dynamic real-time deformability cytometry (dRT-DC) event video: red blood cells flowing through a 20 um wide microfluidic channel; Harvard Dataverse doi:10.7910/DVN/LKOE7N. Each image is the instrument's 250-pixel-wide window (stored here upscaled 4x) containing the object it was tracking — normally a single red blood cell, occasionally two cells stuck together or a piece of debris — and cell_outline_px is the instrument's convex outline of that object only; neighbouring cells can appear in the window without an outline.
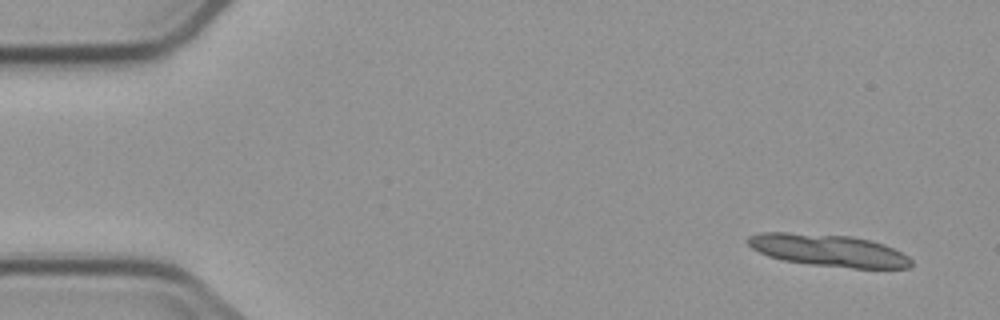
{"species": "common noctule bat (a hibernating species)", "species_latin": "Nyctalus noctula", "temperature_condition": "cold", "stored_images_in_passage": 4, "camera_frame_rate_fps": 3000, "um_per_image_px": 0.085, "animal": {"sex": "male", "body_mass_g": 23.1, "forearm_length_mm": 52.7}, "frame": {"image": 1, "passage_image": 1, "time_ms": 0.0, "image_size_px": [1000, 320], "cell_outline_px": [[912, 264], [908, 268], [852, 268], [812, 264], [784, 260], [768, 256], [752, 248], [744, 240], [748, 236], [760, 232], [788, 232], [852, 236], [872, 240], [884, 244], [908, 256], [912, 260]], "centroid_in_image_um": [70.4, 21.27], "position_along_channel_um": 14.6, "area_um2": 30.58}}